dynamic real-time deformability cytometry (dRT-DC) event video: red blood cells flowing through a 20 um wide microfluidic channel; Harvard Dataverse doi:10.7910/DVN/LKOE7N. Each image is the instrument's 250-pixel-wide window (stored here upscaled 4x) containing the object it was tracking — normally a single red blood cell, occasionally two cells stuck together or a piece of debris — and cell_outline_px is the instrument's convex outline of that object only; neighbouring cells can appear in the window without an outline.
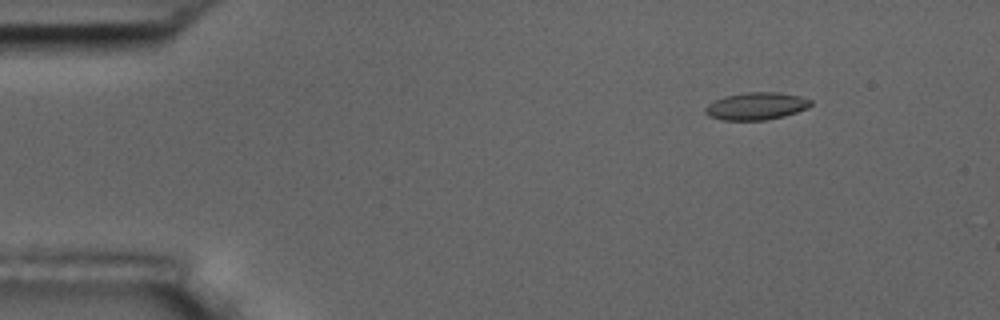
{"species": "common noctule bat (a hibernating species)", "species_latin": "Nyctalus noctula", "temperature_condition": "room temperature", "stored_images_in_passage": 5, "camera_frame_rate_fps": 3000, "um_per_image_px": 0.085, "animal": {"sex": "male", "body_mass_g": 17.5, "forearm_length_mm": 52.3}, "frame": {"image": 1, "passage_image": 2, "time_ms": 1.0, "image_size_px": [1000, 320], "cell_outline_px": [[812, 104], [808, 108], [784, 116], [764, 120], [720, 120], [708, 116], [704, 112], [704, 108], [708, 104], [724, 96], [748, 92], [780, 92], [800, 96], [812, 100]], "centroid_in_image_um": [64.28, 9.02], "position_along_channel_um": 20.7, "area_um2": 16.94}}
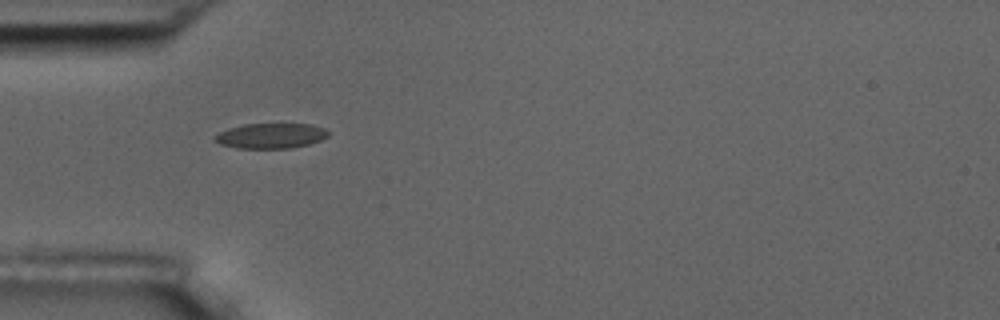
{"frame": {"image": 2, "passage_image": 4, "time_ms": 4.333, "image_size_px": [1000, 320], "cell_outline_px": [[328, 136], [320, 140], [308, 144], [288, 148], [236, 148], [220, 144], [212, 140], [212, 136], [228, 128], [244, 124], [312, 124], [324, 128], [328, 132]], "centroid_in_image_um": [22.97, 11.54], "position_along_channel_um": 62.0, "area_um2": 16.65}}